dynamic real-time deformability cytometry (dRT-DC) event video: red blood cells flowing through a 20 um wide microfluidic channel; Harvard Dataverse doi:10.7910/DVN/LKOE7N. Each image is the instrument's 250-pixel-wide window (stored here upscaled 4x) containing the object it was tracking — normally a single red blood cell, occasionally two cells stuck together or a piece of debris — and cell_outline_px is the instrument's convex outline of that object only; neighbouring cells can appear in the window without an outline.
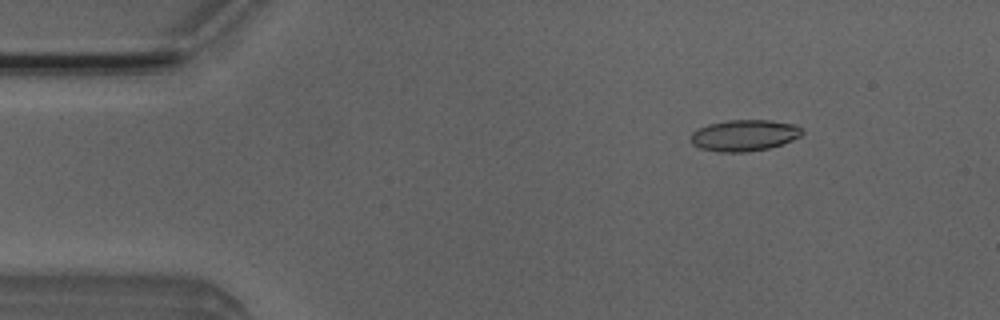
{"species": "Egyptian fruit bat (a non-hibernating species)", "species_latin": "Rousettus aegyptiacus", "temperature_condition": "room temperature", "stored_images_in_passage": 52, "camera_frame_rate_fps": 3000, "um_per_image_px": 0.085, "animal": {"sex": "male"}, "frame": {"image": 1, "passage_image": 7, "time_ms": 2.0, "image_size_px": [1000, 320], "cell_outline_px": [[804, 132], [800, 136], [792, 140], [768, 148], [748, 152], [716, 152], [700, 148], [692, 144], [688, 136], [692, 132], [708, 124], [728, 120], [772, 120], [796, 124]], "centroid_in_image_um": [63.24, 11.5], "position_along_channel_um": 21.8, "area_um2": 20.46}}
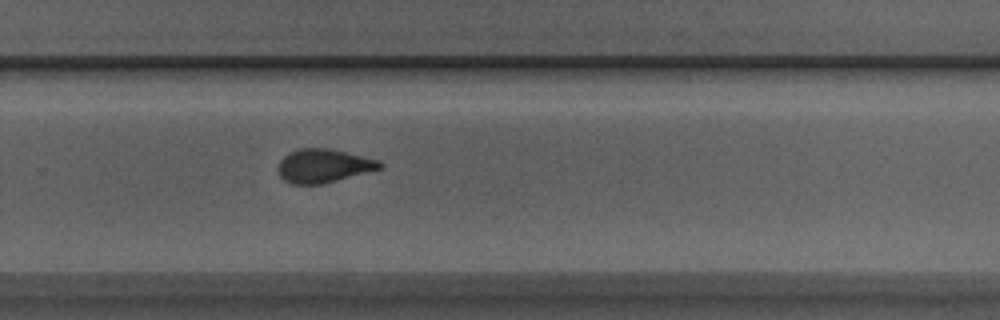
{"frame": {"image": 2, "passage_image": 34, "time_ms": 11.0, "image_size_px": [1000, 320], "cell_outline_px": [[384, 168], [324, 184], [292, 184], [284, 180], [280, 176], [280, 160], [284, 156], [300, 148], [328, 148], [380, 160], [384, 164]], "centroid_in_image_um": [27.57, 14.1], "position_along_channel_um": 302.2, "area_um2": 19.88}}
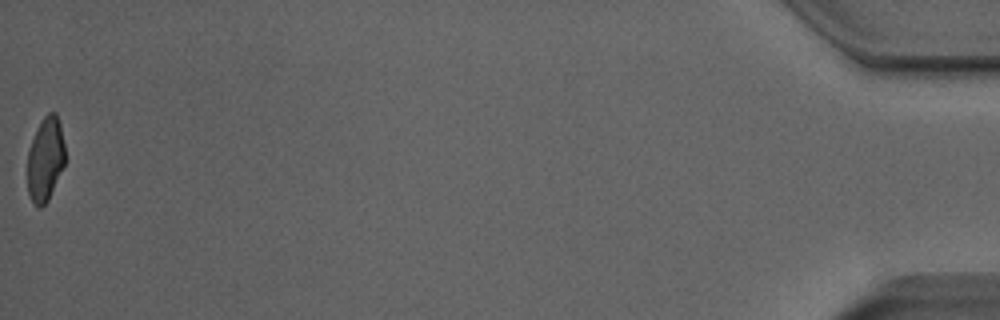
{"frame": {"image": 3, "passage_image": 52, "time_ms": 17.0, "image_size_px": [1000, 320], "cell_outline_px": [[64, 164], [48, 200], [40, 208], [36, 208], [32, 204], [28, 192], [28, 152], [32, 140], [44, 116], [48, 112], [56, 112], [60, 124], [64, 144]], "centroid_in_image_um": [3.85, 13.57], "position_along_channel_um": 431.4, "area_um2": 18.15}, "authors_computed_cell_mechanics": {"area_um2": 19.9988, "velocity_mm_per_s": 3.9398, "shape_relaxation_time_tau1_ms": 6.7425, "shape_relaxation_time_tau2_ms": 1.669, "deformation_change_tau1": 0.1961, "deformation_change_tau2": 0.0809}}